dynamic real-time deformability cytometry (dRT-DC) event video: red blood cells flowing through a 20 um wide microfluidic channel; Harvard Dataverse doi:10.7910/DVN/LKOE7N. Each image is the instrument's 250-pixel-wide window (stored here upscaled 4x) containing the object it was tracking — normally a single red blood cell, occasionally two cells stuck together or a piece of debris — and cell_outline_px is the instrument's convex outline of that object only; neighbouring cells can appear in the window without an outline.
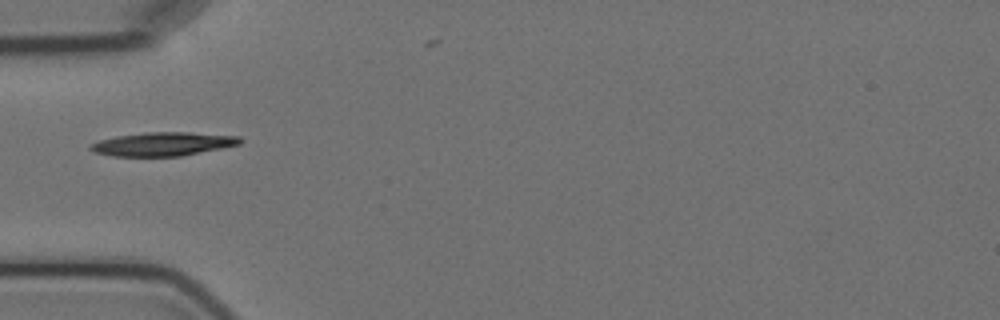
{"species": "Egyptian fruit bat (a non-hibernating species)", "species_latin": "Rousettus aegyptiacus", "temperature_condition": "cold", "stored_images_in_passage": 7, "camera_frame_rate_fps": 3000, "um_per_image_px": 0.085, "animal": {"sex": "female"}, "frame": {"image": 1, "passage_image": 1, "time_ms": 0.0, "image_size_px": [1000, 320], "cell_outline_px": [[244, 140], [240, 144], [224, 148], [180, 156], [112, 156], [96, 152], [88, 148], [88, 144], [100, 140], [116, 136], [144, 132], [188, 132], [240, 136]], "centroid_in_image_um": [13.87, 12.23], "position_along_channel_um": 71.1, "area_um2": 20.75}}
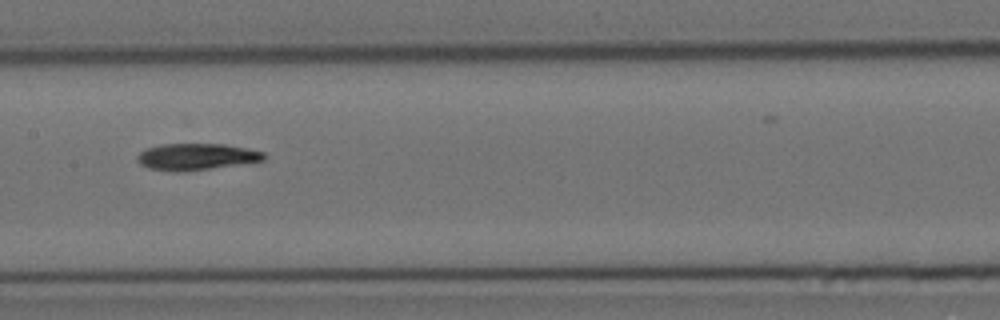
{"frame": {"image": 2, "passage_image": 4, "time_ms": 3.333, "image_size_px": [1000, 320], "cell_outline_px": [[268, 156], [264, 160], [208, 168], [176, 172], [172, 172], [148, 168], [140, 164], [136, 160], [136, 156], [144, 148], [160, 144], [224, 144], [264, 152]], "centroid_in_image_um": [16.61, 13.31], "position_along_channel_um": 190.8, "area_um2": 19.48}}
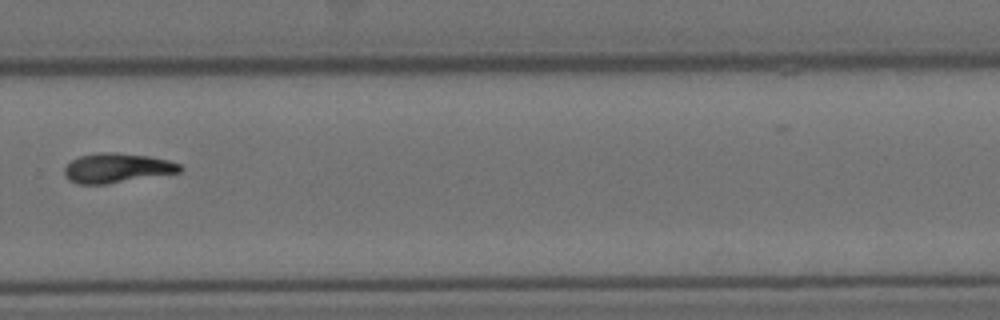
{"frame": {"image": 3, "passage_image": 7, "time_ms": 7.0, "image_size_px": [1000, 320], "cell_outline_px": [[184, 168], [180, 172], [108, 184], [76, 184], [68, 180], [64, 176], [64, 168], [72, 160], [80, 156], [96, 152], [116, 152], [148, 156], [168, 160], [180, 164]], "centroid_in_image_um": [9.92, 14.28], "position_along_channel_um": 319.9, "area_um2": 20.06}}